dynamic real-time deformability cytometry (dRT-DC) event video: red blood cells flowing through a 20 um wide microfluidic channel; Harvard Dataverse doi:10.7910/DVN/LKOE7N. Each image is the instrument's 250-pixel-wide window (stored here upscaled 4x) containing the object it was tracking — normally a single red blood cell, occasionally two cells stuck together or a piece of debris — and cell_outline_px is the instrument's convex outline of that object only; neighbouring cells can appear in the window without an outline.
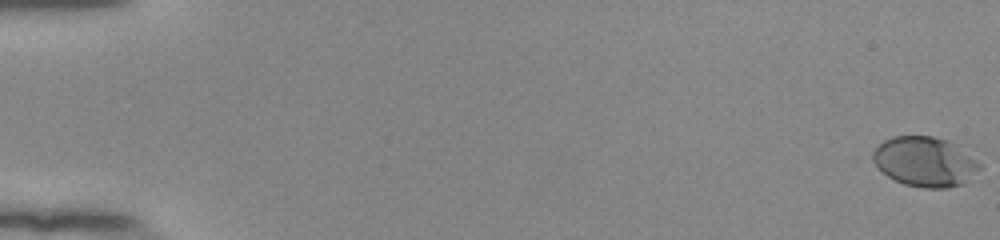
{"species": "human", "species_latin": "Homo sapiens", "temperature_condition": "room temperature", "stored_images_in_passage": 56, "camera_frame_rate_fps": 3000, "um_per_image_px": 0.085, "donor": {"sex": "female"}, "frame": {"image": 1, "passage_image": 1, "time_ms": 0.0, "image_size_px": [1000, 240], "cell_outline_px": [[980, 168], [964, 184], [948, 188], [924, 188], [904, 184], [888, 176], [868, 160], [864, 156], [884, 140], [892, 136], [932, 136], [948, 140], [980, 156]], "centroid_in_image_um": [78.6, 13.72], "position_along_channel_um": 6.4, "area_um2": 32.14}}
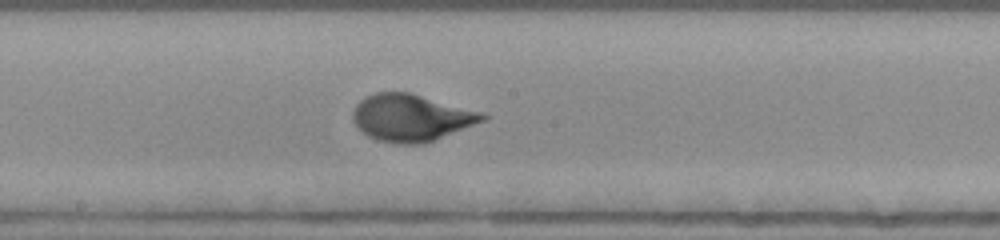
{"frame": {"image": 2, "passage_image": 32, "time_ms": 10.333, "image_size_px": [1000, 240], "cell_outline_px": [[488, 116], [484, 120], [424, 144], [396, 144], [376, 140], [368, 136], [352, 120], [352, 112], [356, 104], [364, 96], [376, 92], [408, 92], [484, 112]], "centroid_in_image_um": [34.92, 10.0], "position_along_channel_um": 213.3, "area_um2": 35.43}}
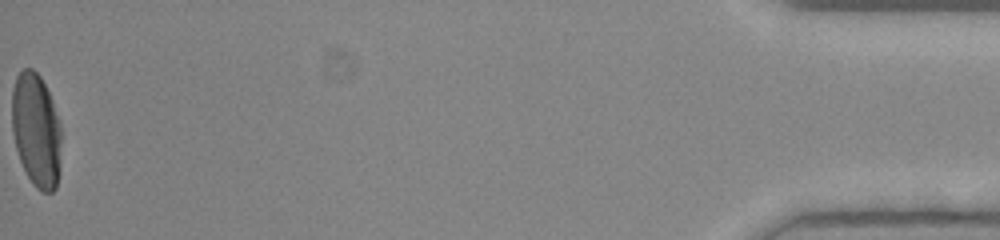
{"frame": {"image": 3, "passage_image": 56, "time_ms": 18.333, "image_size_px": [1000, 240], "cell_outline_px": [[60, 164], [56, 188], [52, 192], [44, 192], [36, 188], [32, 184], [20, 160], [16, 148], [12, 132], [12, 88], [16, 76], [24, 68], [32, 68], [40, 76], [52, 100], [60, 124]], "centroid_in_image_um": [3.07, 11.06], "position_along_channel_um": 432.1, "area_um2": 32.71}, "authors_computed_cell_mechanics": {"area_um2": 32.7437, "velocity_mm_per_s": 3.8785, "shape_relaxation_time_tau1_ms": 2.7504, "shape_relaxation_time_tau2_ms": null, "deformation_change_tau1": 0.1715, "deformation_change_tau2": null}}